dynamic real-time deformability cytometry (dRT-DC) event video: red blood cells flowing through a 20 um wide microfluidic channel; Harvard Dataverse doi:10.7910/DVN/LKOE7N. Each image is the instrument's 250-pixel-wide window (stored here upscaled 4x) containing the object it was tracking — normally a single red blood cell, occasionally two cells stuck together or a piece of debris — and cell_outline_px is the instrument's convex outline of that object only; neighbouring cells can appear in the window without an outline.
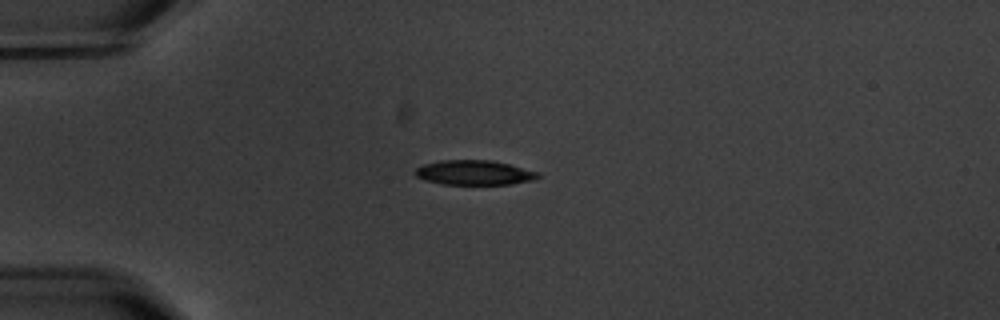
{"species": "common noctule bat (a hibernating species)", "species_latin": "Nyctalus noctula", "temperature_condition": "warm", "stored_images_in_passage": 3, "camera_frame_rate_fps": 3000, "um_per_image_px": 0.085, "animal": {"sex": "male", "body_mass_g": 20.1, "forearm_length_mm": 53.5}, "frame": {"image": 1, "passage_image": 3, "time_ms": 3.333, "image_size_px": [1000, 320], "cell_outline_px": [[540, 176], [536, 180], [512, 184], [444, 184], [428, 180], [416, 176], [412, 172], [416, 168], [424, 164], [440, 160], [492, 160], [540, 172]], "centroid_in_image_um": [40.34, 14.67], "position_along_channel_um": 44.7, "area_um2": 17.69}}